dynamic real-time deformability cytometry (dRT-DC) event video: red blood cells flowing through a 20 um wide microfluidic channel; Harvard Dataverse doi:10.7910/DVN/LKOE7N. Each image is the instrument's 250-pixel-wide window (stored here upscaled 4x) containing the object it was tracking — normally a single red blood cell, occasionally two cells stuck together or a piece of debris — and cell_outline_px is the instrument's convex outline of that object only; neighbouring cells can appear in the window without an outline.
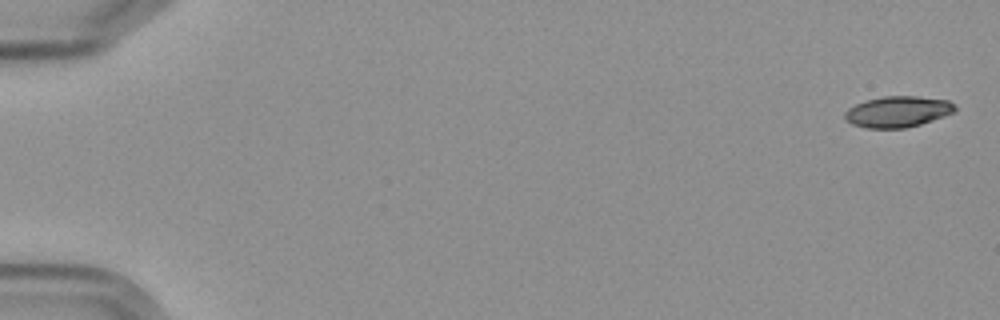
{"species": "Egyptian fruit bat (a non-hibernating species)", "species_latin": "Rousettus aegyptiacus", "temperature_condition": "cold", "stored_images_in_passage": 5, "camera_frame_rate_fps": 3000, "um_per_image_px": 0.085, "frame": {"image": 1, "passage_image": 1, "time_ms": 0.0, "image_size_px": [1000, 320], "cell_outline_px": [[956, 112], [920, 124], [904, 128], [864, 128], [852, 124], [844, 120], [844, 112], [848, 108], [864, 100], [884, 96], [916, 96], [948, 100], [956, 104]], "centroid_in_image_um": [76.29, 9.49], "position_along_channel_um": 8.7, "area_um2": 20.11}}
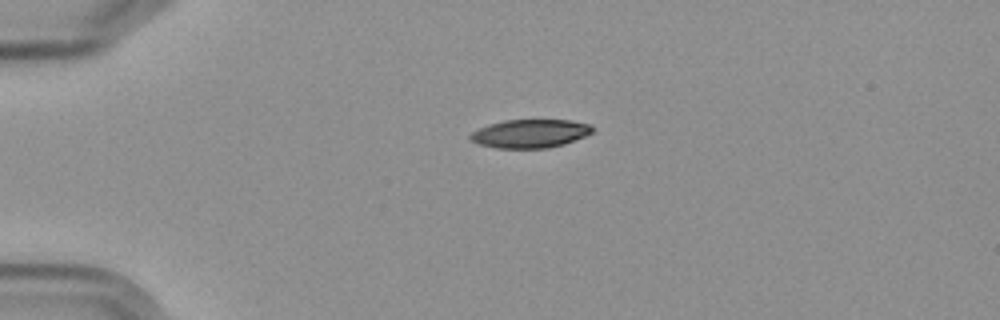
{"frame": {"image": 2, "passage_image": 4, "time_ms": 4.333, "image_size_px": [1000, 320], "cell_outline_px": [[596, 128], [592, 132], [584, 136], [564, 144], [548, 148], [496, 148], [476, 144], [468, 140], [468, 136], [472, 132], [488, 124], [504, 120], [572, 120], [592, 124]], "centroid_in_image_um": [45.05, 11.35], "position_along_channel_um": 40.0, "area_um2": 20.52}}